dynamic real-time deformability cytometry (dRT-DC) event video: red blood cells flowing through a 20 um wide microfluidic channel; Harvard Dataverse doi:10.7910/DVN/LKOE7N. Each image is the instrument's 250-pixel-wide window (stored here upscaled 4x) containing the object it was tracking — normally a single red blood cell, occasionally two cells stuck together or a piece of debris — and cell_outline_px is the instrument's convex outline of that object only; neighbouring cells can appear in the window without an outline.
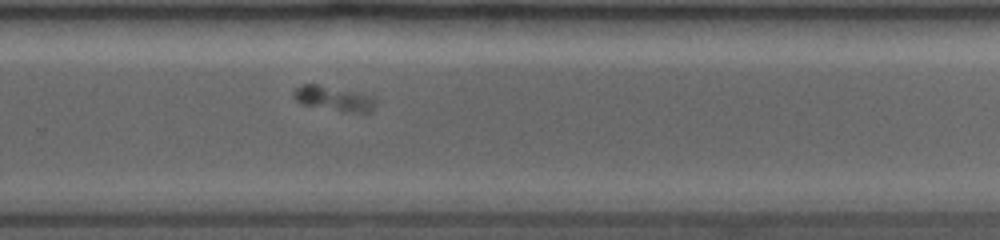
{"species": "common noctule bat (a hibernating species)", "species_latin": "Nyctalus noctula", "temperature_condition": "room temperature", "stored_images_in_passage": 41, "camera_frame_rate_fps": 3500, "um_per_image_px": 0.085, "animal": {"sex": "female", "body_mass_g": 19.0, "forearm_length_mm": 53.3}, "frame": {"image": 1, "passage_image": 24, "time_ms": 5.714, "image_size_px": [1000, 240], "cell_outline_px": [[376, 108], [372, 112], [340, 112], [300, 104], [292, 96], [292, 92], [300, 84], [316, 84], [376, 96]], "centroid_in_image_um": [28.39, 8.4], "position_along_channel_um": 301.4, "area_um2": 12.25}}
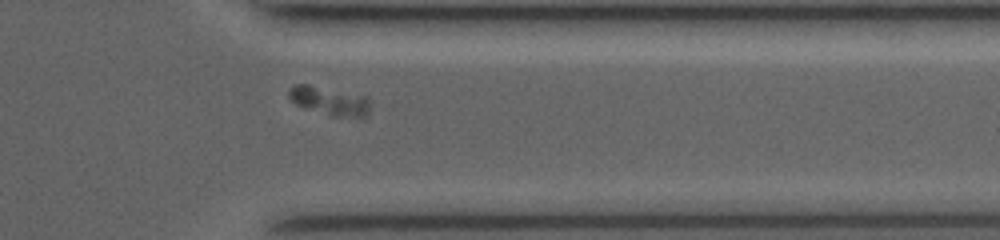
{"frame": {"image": 2, "passage_image": 31, "time_ms": 7.714, "image_size_px": [1000, 240], "cell_outline_px": [[372, 104], [368, 116], [332, 116], [296, 104], [288, 96], [288, 88], [296, 84], [308, 84], [368, 96], [372, 100]], "centroid_in_image_um": [28.08, 8.55], "position_along_channel_um": 383.3, "area_um2": 13.64}}
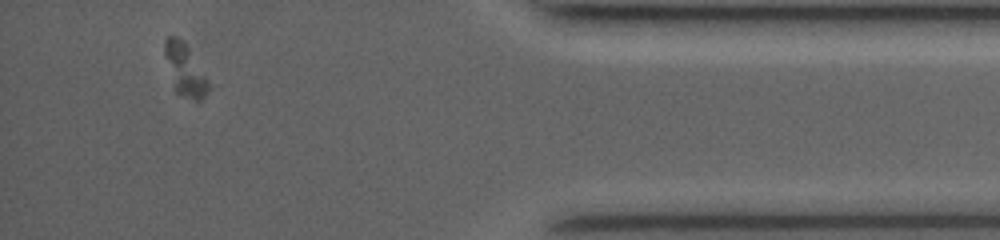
{"frame": {"image": 3, "passage_image": 37, "time_ms": 9.429, "image_size_px": [1000, 240], "cell_outline_px": [[208, 92], [200, 100], [192, 100], [176, 92], [164, 52], [164, 40], [168, 36], [176, 36], [188, 48], [208, 80]], "centroid_in_image_um": [15.72, 5.95], "position_along_channel_um": 419.5, "area_um2": 12.6}}